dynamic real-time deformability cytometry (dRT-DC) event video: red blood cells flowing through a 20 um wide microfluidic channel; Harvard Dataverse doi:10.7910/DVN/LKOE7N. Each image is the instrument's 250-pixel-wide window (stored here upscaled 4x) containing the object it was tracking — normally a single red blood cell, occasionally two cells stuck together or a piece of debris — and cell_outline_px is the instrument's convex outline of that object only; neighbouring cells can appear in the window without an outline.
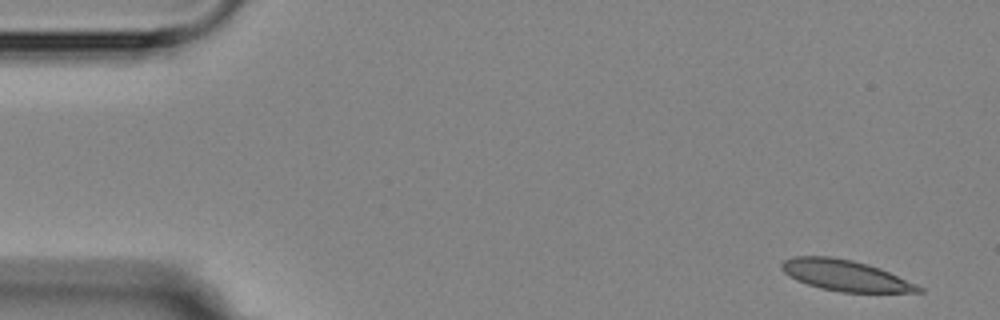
{"species": "Egyptian fruit bat (a non-hibernating species)", "species_latin": "Rousettus aegyptiacus", "temperature_condition": "room temperature", "stored_images_in_passage": 3, "camera_frame_rate_fps": 3000, "um_per_image_px": 0.085, "animal": {"sex": "female"}, "frame": {"image": 1, "passage_image": 1, "time_ms": 0.0, "image_size_px": [1000, 320], "cell_outline_px": [[924, 292], [840, 292], [820, 288], [796, 280], [788, 276], [780, 268], [780, 264], [784, 260], [792, 256], [832, 256], [852, 260], [868, 264], [880, 268], [916, 284], [924, 288]], "centroid_in_image_um": [71.82, 23.4], "position_along_channel_um": 13.2, "area_um2": 24.74}}